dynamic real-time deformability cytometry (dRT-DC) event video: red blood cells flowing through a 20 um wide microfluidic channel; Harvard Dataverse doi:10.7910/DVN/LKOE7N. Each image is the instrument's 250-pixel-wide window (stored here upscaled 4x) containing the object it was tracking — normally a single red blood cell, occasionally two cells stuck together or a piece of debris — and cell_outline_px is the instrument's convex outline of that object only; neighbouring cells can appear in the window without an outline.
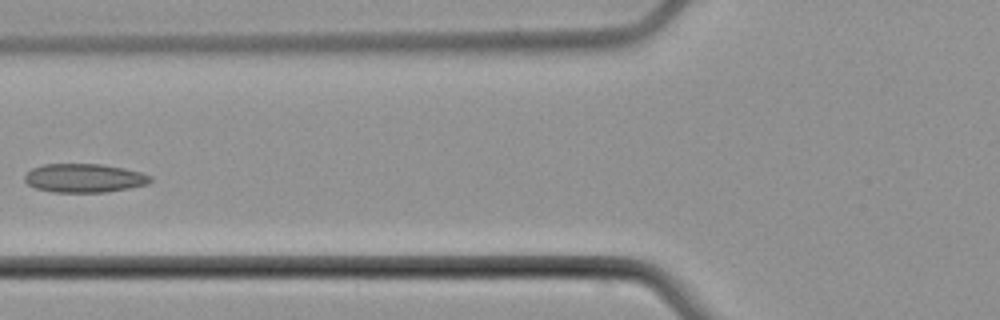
{"species": "common noctule bat (a hibernating species)", "species_latin": "Nyctalus noctula", "temperature_condition": "cold", "stored_images_in_passage": 6, "camera_frame_rate_fps": 3000, "um_per_image_px": 0.085, "animal": {"sex": "male", "body_mass_g": 21.5, "forearm_length_mm": 52.0}, "frame": {"image": 1, "passage_image": 5, "time_ms": 5.667, "image_size_px": [1000, 320], "cell_outline_px": [[152, 180], [148, 184], [108, 192], [52, 192], [36, 188], [28, 184], [24, 180], [24, 176], [32, 168], [44, 164], [100, 164], [124, 168], [140, 172], [152, 176]], "centroid_in_image_um": [7.16, 15.14], "position_along_channel_um": 118.6, "area_um2": 21.04}}
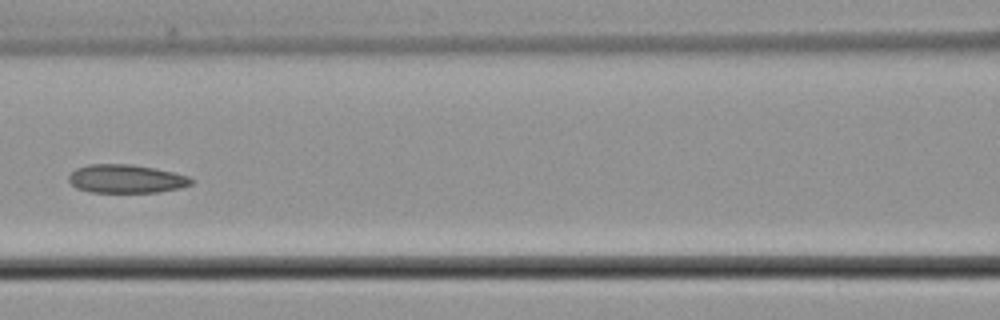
{"frame": {"image": 2, "passage_image": 6, "time_ms": 6.667, "image_size_px": [1000, 320], "cell_outline_px": [[196, 180], [192, 184], [180, 188], [160, 192], [92, 192], [76, 188], [68, 180], [68, 176], [76, 168], [88, 164], [132, 164], [172, 172], [188, 176]], "centroid_in_image_um": [10.73, 15.2], "position_along_channel_um": 155.9, "area_um2": 20.35}}